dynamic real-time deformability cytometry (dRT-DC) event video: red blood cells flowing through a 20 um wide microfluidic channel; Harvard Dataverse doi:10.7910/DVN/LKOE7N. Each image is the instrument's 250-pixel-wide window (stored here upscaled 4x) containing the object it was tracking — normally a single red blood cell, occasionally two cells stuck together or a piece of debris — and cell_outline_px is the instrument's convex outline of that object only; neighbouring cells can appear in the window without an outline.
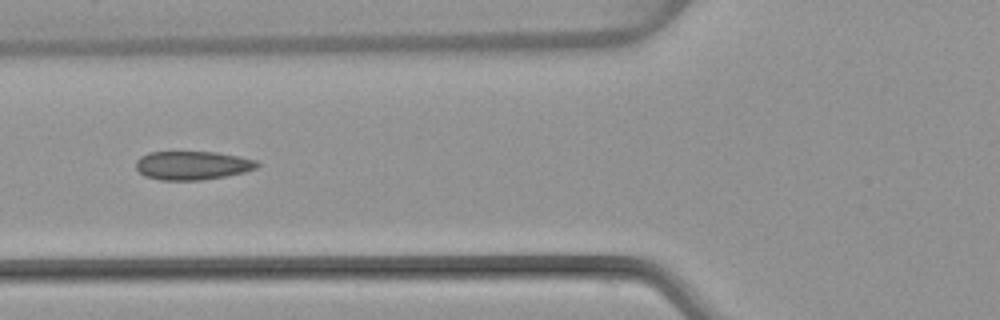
{"species": "common noctule bat (a hibernating species)", "species_latin": "Nyctalus noctula", "temperature_condition": "warm", "stored_images_in_passage": 2, "camera_frame_rate_fps": 3000, "um_per_image_px": 0.085, "animal": {"sex": "female", "body_mass_g": 22.7, "forearm_length_mm": 54.2}, "frame": {"image": 1, "passage_image": 2, "time_ms": 1.333, "image_size_px": [1000, 320], "cell_outline_px": [[260, 164], [256, 168], [244, 172], [224, 176], [200, 180], [160, 180], [144, 176], [136, 168], [136, 160], [140, 156], [148, 152], [216, 152], [240, 156], [256, 160]], "centroid_in_image_um": [16.34, 14.05], "position_along_channel_um": 109.5, "area_um2": 20.29}}